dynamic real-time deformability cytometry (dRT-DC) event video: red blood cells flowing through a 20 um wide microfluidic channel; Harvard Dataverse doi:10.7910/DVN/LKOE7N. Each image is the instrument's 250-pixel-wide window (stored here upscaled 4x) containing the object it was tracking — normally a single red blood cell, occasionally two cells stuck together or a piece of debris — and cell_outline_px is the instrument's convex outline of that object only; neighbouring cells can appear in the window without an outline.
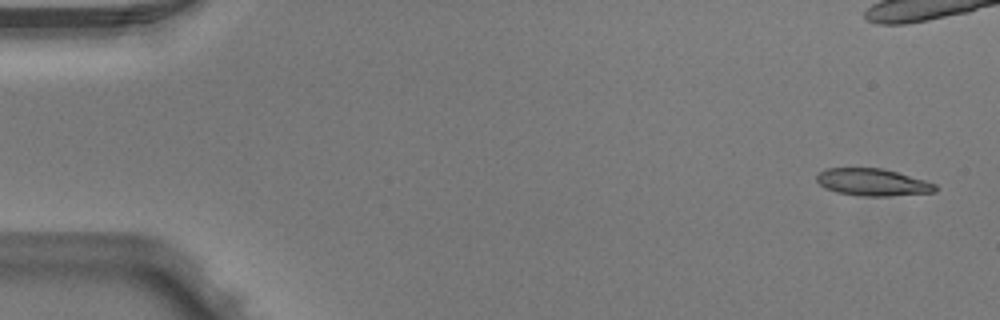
{"species": "Egyptian fruit bat (a non-hibernating species)", "species_latin": "Rousettus aegyptiacus", "temperature_condition": "warm", "stored_images_in_passage": 8, "camera_frame_rate_fps": 3000, "um_per_image_px": 0.085, "animal": {"sex": "male"}, "frame": {"image": 1, "passage_image": 1, "time_ms": 0.0, "image_size_px": [1000, 320], "cell_outline_px": [[936, 192], [888, 196], [864, 196], [836, 192], [824, 188], [816, 180], [816, 176], [820, 172], [828, 168], [884, 168], [924, 180], [936, 184]], "centroid_in_image_um": [74.17, 15.49], "position_along_channel_um": 10.8, "area_um2": 18.73}}